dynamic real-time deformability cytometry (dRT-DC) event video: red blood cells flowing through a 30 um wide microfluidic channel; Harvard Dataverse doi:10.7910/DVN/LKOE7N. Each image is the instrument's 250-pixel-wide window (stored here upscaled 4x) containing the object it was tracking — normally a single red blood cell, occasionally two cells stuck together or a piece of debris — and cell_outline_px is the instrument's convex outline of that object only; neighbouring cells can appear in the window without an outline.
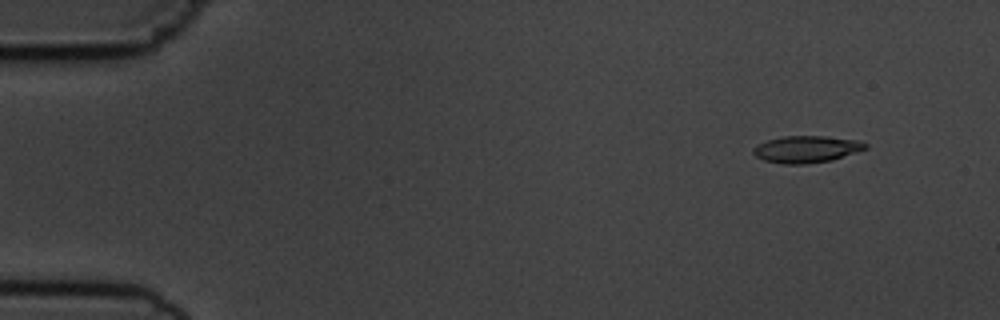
{"species": "common noctule bat (a hibernating species)", "species_latin": "Nyctalus noctula", "temperature_condition": "cold", "stored_images_in_passage": 4, "camera_frame_rate_fps": 3000, "um_per_image_px": 0.085, "animal": {"sex": "male", "body_mass_g": 19.5, "forearm_length_mm": 54.6}, "frame": {"image": 1, "passage_image": 1, "time_ms": 0.0, "image_size_px": [1000, 320], "cell_outline_px": [[868, 148], [832, 160], [804, 164], [784, 164], [764, 160], [756, 156], [752, 152], [752, 148], [756, 144], [768, 140], [784, 136], [824, 136], [860, 140], [868, 144]], "centroid_in_image_um": [68.55, 12.68], "position_along_channel_um": 16.4, "area_um2": 17.63}}
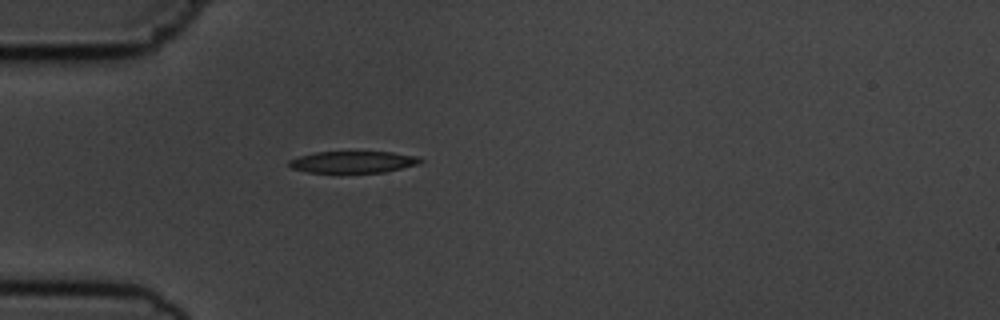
{"frame": {"image": 2, "passage_image": 4, "time_ms": 3.667, "image_size_px": [1000, 320], "cell_outline_px": [[424, 160], [420, 164], [384, 172], [308, 172], [292, 168], [288, 164], [288, 160], [300, 156], [316, 152], [392, 152], [420, 156]], "centroid_in_image_um": [30.07, 13.76], "position_along_channel_um": 54.9, "area_um2": 16.59}}